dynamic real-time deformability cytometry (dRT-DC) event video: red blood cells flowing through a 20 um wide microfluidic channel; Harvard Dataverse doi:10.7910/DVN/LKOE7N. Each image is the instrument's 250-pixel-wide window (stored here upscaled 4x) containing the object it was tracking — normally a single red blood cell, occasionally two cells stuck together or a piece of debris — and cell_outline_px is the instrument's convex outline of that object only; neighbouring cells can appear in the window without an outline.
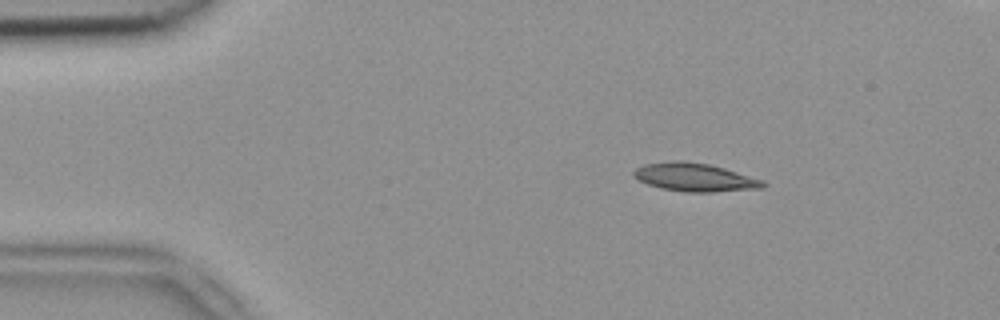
{"species": "common noctule bat (a hibernating species)", "species_latin": "Nyctalus noctula", "temperature_condition": "room temperature", "stored_images_in_passage": 4, "camera_frame_rate_fps": 3000, "um_per_image_px": 0.085, "animal": {"sex": "female", "body_mass_g": 18.4}, "frame": {"image": 1, "passage_image": 2, "time_ms": 0.333, "image_size_px": [1000, 320], "cell_outline_px": [[768, 184], [764, 188], [712, 192], [684, 192], [660, 188], [648, 184], [632, 176], [632, 172], [636, 168], [644, 164], [676, 160], [680, 160], [708, 164], [724, 168], [764, 180]], "centroid_in_image_um": [59.07, 15.07], "position_along_channel_um": 25.9, "area_um2": 21.39}}
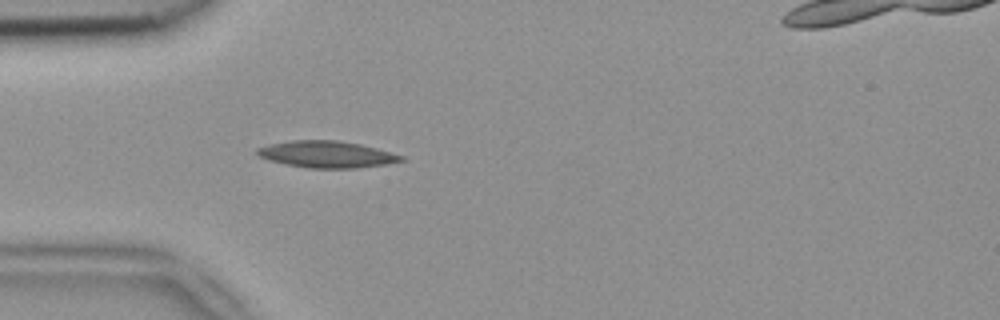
{"frame": {"image": 2, "passage_image": 4, "time_ms": 1.0, "image_size_px": [1000, 320], "cell_outline_px": [[404, 160], [384, 164], [356, 168], [308, 168], [268, 160], [260, 156], [256, 152], [256, 148], [272, 144], [292, 140], [336, 140], [360, 144], [376, 148], [404, 156]], "centroid_in_image_um": [27.77, 13.11], "position_along_channel_um": 57.2, "area_um2": 22.08}}